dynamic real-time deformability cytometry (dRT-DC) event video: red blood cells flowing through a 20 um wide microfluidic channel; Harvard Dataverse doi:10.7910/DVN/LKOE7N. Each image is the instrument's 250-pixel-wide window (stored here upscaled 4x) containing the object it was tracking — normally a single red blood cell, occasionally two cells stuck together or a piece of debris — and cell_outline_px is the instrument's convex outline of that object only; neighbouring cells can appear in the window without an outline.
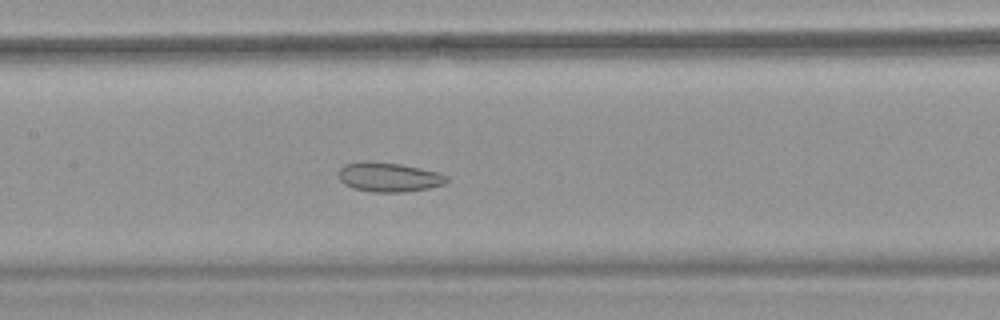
{"species": "common noctule bat (a hibernating species)", "species_latin": "Nyctalus noctula", "temperature_condition": "warm", "stored_images_in_passage": 50, "camera_frame_rate_fps": 3000, "um_per_image_px": 0.085, "animal": {"sex": "female", "body_mass_g": 18.4}, "frame": {"image": 1, "passage_image": 22, "time_ms": 7.0, "image_size_px": [1000, 320], "cell_outline_px": [[448, 180], [444, 184], [428, 188], [400, 192], [372, 192], [352, 188], [344, 184], [340, 180], [340, 168], [344, 164], [364, 160], [400, 164], [420, 168], [436, 172], [448, 176]], "centroid_in_image_um": [33.02, 15.05], "position_along_channel_um": 174.4, "area_um2": 18.44}, "authors_computed_cell_mechanics": {"area_um2": 22.6576, "velocity_mm_per_s": 3.7837, "shape_relaxation_time_tau1_ms": null, "shape_relaxation_time_tau2_ms": 3.2583, "deformation_change_tau1": null, "deformation_change_tau2": 0.0985}}